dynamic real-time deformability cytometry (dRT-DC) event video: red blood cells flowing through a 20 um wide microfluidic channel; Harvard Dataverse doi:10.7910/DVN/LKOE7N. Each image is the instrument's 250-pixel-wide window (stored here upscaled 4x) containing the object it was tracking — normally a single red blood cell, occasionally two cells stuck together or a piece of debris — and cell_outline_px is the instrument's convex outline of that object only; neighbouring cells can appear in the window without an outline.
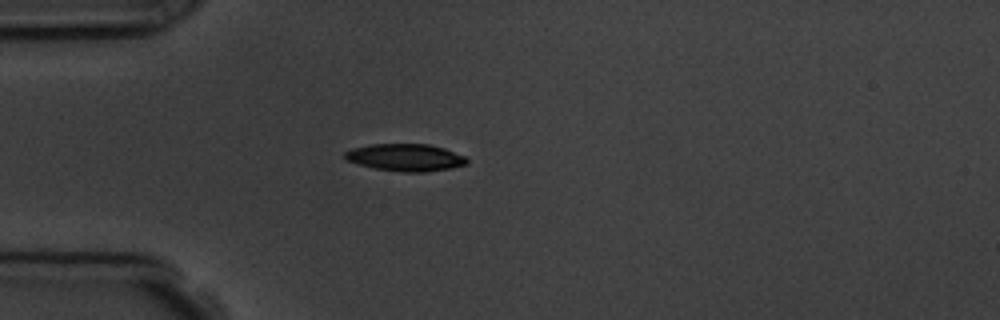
{"species": "common noctule bat (a hibernating species)", "species_latin": "Nyctalus noctula", "temperature_condition": "room temperature", "stored_images_in_passage": 2, "camera_frame_rate_fps": 3000, "um_per_image_px": 0.085, "animal": {"sex": "male", "body_mass_g": 19.5, "forearm_length_mm": 54.6}, "frame": {"image": 1, "passage_image": 2, "time_ms": 1.0, "image_size_px": [1000, 320], "cell_outline_px": [[468, 164], [452, 168], [424, 172], [404, 172], [376, 168], [344, 160], [340, 156], [344, 152], [352, 148], [372, 144], [428, 144], [444, 148], [464, 156], [468, 160]], "centroid_in_image_um": [34.43, 13.38], "position_along_channel_um": 50.6, "area_um2": 19.42}}